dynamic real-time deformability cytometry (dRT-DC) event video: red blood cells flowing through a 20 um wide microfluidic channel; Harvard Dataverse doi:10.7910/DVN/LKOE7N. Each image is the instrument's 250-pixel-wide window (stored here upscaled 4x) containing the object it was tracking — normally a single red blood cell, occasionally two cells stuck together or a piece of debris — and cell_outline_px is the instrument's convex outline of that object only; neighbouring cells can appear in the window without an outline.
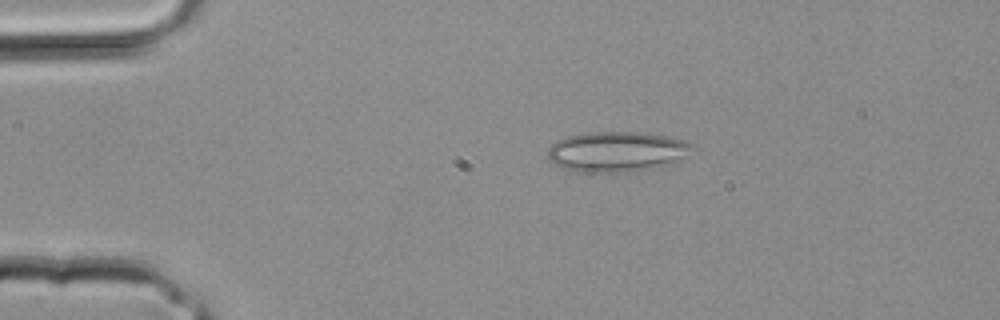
{"species": "common noctule bat (a hibernating species)", "species_latin": "Nyctalus noctula", "temperature_condition": "room temperature", "stored_images_in_passage": 2, "camera_frame_rate_fps": 3000, "um_per_image_px": 0.085, "animal": {"sex": "male", "body_mass_g": 20.4}, "frame": {"image": 1, "passage_image": 1, "time_ms": 0.0, "image_size_px": [1000, 320], "cell_outline_px": [[696, 148], [680, 160], [672, 164], [660, 168], [612, 172], [580, 172], [564, 168], [556, 164], [548, 156], [548, 148], [556, 140], [564, 136], [584, 132], [636, 132], [664, 136], [684, 140], [692, 144]], "centroid_in_image_um": [52.45, 12.88], "position_along_channel_um": 32.5, "area_um2": 34.04}}